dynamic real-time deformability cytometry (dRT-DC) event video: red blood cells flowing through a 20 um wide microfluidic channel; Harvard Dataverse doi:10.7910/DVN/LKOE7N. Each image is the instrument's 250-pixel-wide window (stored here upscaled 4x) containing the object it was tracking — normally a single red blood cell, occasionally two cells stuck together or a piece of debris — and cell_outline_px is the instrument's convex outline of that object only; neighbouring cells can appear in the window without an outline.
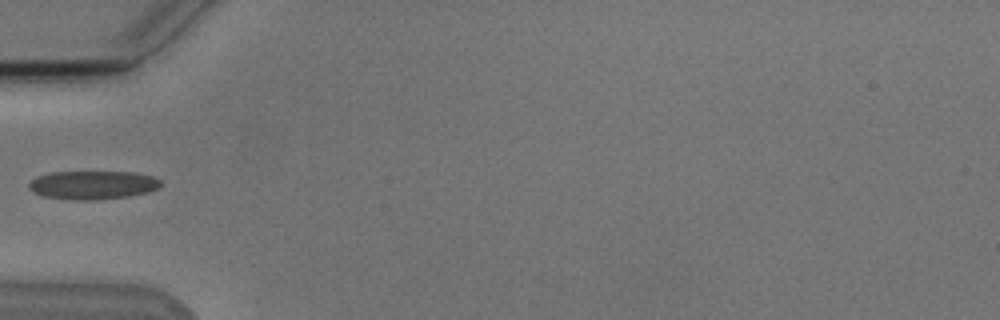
{"species": "Egyptian fruit bat (a non-hibernating species)", "species_latin": "Rousettus aegyptiacus", "temperature_condition": "cold", "stored_images_in_passage": 1, "camera_frame_rate_fps": 3000, "um_per_image_px": 0.085, "animal": {"sex": "male"}, "frame": {"image": 1, "passage_image": 1, "time_ms": 0.0, "image_size_px": [1000, 320], "cell_outline_px": [[160, 188], [148, 192], [128, 196], [96, 200], [72, 200], [44, 196], [32, 192], [28, 188], [28, 184], [36, 176], [52, 172], [136, 172], [152, 176], [160, 180]], "centroid_in_image_um": [7.87, 15.72], "position_along_channel_um": 77.1, "area_um2": 22.02}}